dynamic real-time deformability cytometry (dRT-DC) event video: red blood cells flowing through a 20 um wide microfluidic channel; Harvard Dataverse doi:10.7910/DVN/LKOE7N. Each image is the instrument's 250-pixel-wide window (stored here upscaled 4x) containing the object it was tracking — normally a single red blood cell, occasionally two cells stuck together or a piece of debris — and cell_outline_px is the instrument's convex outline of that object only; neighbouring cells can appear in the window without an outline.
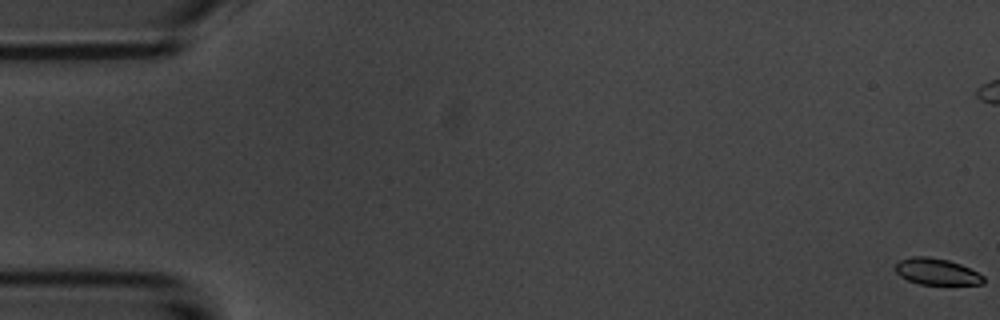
{"species": "common noctule bat (a hibernating species)", "species_latin": "Nyctalus noctula", "temperature_condition": "room temperature", "stored_images_in_passage": 5, "camera_frame_rate_fps": 3000, "um_per_image_px": 0.085, "animal": {"sex": "male", "body_mass_g": 20.1, "forearm_length_mm": 53.5}, "frame": {"image": 1, "passage_image": 1, "time_ms": 0.0, "image_size_px": [1000, 320], "cell_outline_px": [[984, 284], [920, 284], [908, 280], [900, 276], [896, 272], [896, 264], [900, 260], [912, 256], [928, 256], [948, 260], [960, 264], [984, 276]], "centroid_in_image_um": [79.6, 23.08], "position_along_channel_um": 5.4, "area_um2": 13.41}}